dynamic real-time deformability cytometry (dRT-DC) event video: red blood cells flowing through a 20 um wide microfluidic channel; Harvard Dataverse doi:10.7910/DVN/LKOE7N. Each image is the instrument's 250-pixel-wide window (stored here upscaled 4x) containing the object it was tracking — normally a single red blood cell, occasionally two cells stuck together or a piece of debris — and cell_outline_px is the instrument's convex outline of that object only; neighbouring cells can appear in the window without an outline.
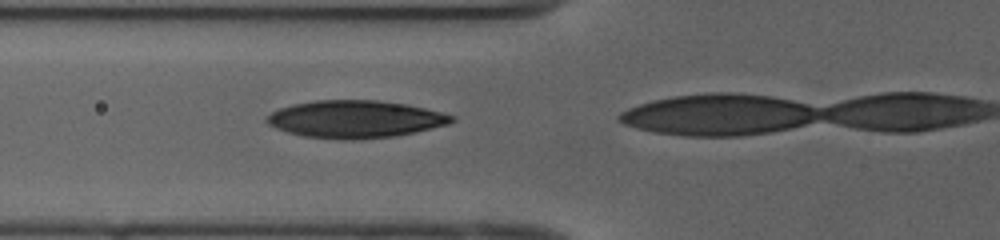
{"species": "human", "species_latin": "Homo sapiens", "temperature_condition": "cold", "stored_images_in_passage": 14, "camera_frame_rate_fps": 3000, "um_per_image_px": 0.085, "donor": {"sex": "female"}, "frame": {"image": 1, "passage_image": 11, "time_ms": 3.333, "image_size_px": [1000, 240], "cell_outline_px": [[456, 120], [448, 124], [396, 136], [360, 140], [340, 140], [304, 136], [288, 132], [276, 128], [268, 124], [264, 120], [272, 112], [280, 108], [292, 104], [316, 100], [376, 100], [404, 104], [424, 108], [456, 116]], "centroid_in_image_um": [30.18, 10.14], "position_along_channel_um": 95.6, "area_um2": 40.34}}